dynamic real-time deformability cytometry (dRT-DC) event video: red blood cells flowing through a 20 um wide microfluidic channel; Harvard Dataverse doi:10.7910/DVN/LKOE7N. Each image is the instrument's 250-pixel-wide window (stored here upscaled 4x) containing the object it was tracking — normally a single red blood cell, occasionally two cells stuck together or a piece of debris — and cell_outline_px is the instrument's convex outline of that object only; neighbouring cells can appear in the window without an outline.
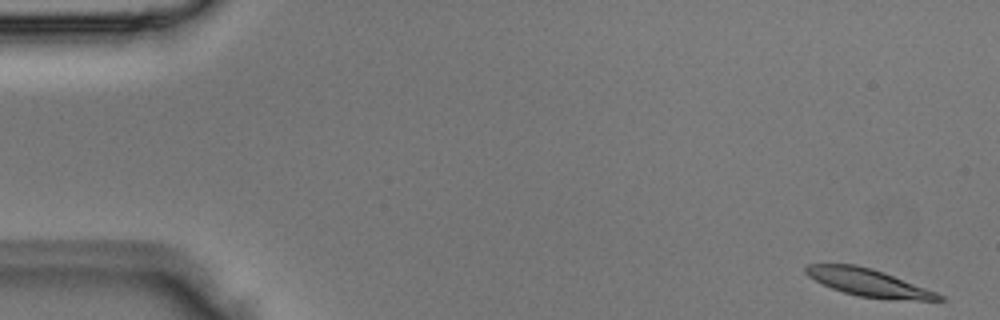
{"species": "Egyptian fruit bat (a non-hibernating species)", "species_latin": "Rousettus aegyptiacus", "temperature_condition": "room temperature", "stored_images_in_passage": 3, "camera_frame_rate_fps": 3000, "um_per_image_px": 0.085, "animal": {"sex": "male"}, "frame": {"image": 1, "passage_image": 1, "time_ms": 0.0, "image_size_px": [1000, 320], "cell_outline_px": [[944, 300], [888, 300], [860, 296], [844, 292], [832, 288], [808, 276], [804, 272], [804, 268], [808, 264], [856, 264], [872, 268], [884, 272], [936, 292], [944, 296]], "centroid_in_image_um": [73.83, 24.02], "position_along_channel_um": 11.2, "area_um2": 21.27}}